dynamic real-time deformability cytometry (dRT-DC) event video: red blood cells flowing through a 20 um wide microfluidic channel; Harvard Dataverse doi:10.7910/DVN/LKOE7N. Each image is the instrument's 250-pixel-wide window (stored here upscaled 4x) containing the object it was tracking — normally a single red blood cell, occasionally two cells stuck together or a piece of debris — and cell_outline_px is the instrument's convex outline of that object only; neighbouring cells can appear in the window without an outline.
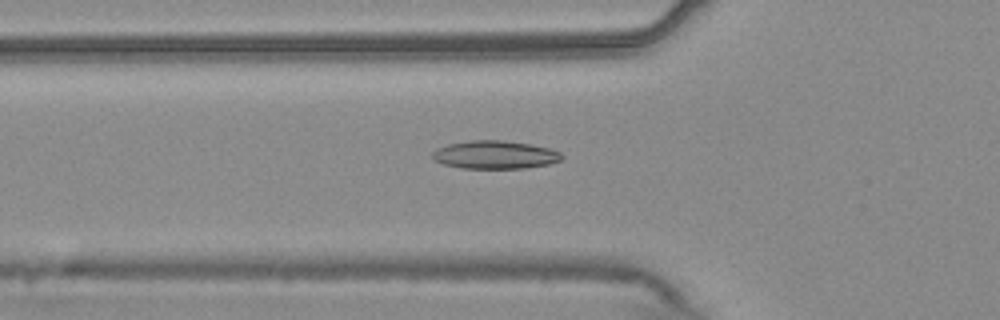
{"species": "common noctule bat (a hibernating species)", "species_latin": "Nyctalus noctula", "temperature_condition": "warm", "stored_images_in_passage": 54, "camera_frame_rate_fps": 3000, "um_per_image_px": 0.085, "animal": {"sex": "male", "body_mass_g": 20.4}, "frame": {"image": 1, "passage_image": 19, "time_ms": 6.0, "image_size_px": [1000, 320], "cell_outline_px": [[564, 156], [560, 160], [548, 164], [524, 168], [460, 168], [444, 164], [436, 160], [432, 156], [432, 152], [436, 148], [448, 144], [468, 140], [504, 140], [528, 144], [548, 148], [560, 152]], "centroid_in_image_um": [42.05, 13.15], "position_along_channel_um": 83.8, "area_um2": 21.1}}
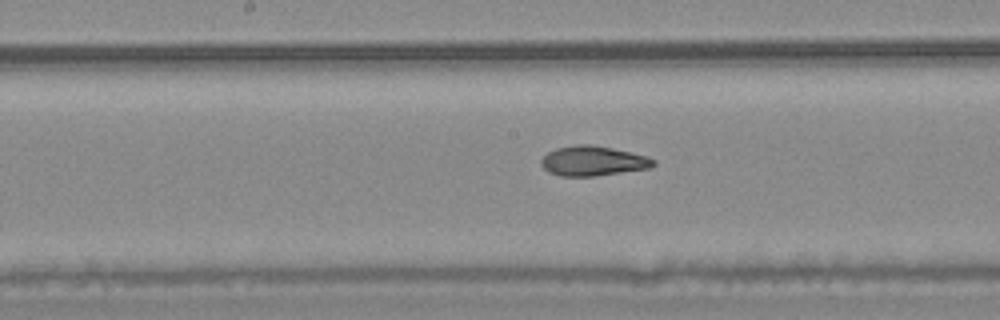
{"frame": {"image": 2, "passage_image": 28, "time_ms": 9.0, "image_size_px": [1000, 320], "cell_outline_px": [[656, 164], [652, 168], [592, 176], [560, 176], [548, 172], [540, 164], [540, 160], [548, 152], [556, 148], [576, 144], [592, 144], [612, 148], [648, 156], [656, 160]], "centroid_in_image_um": [50.41, 13.67], "position_along_channel_um": 197.8, "area_um2": 19.65}}
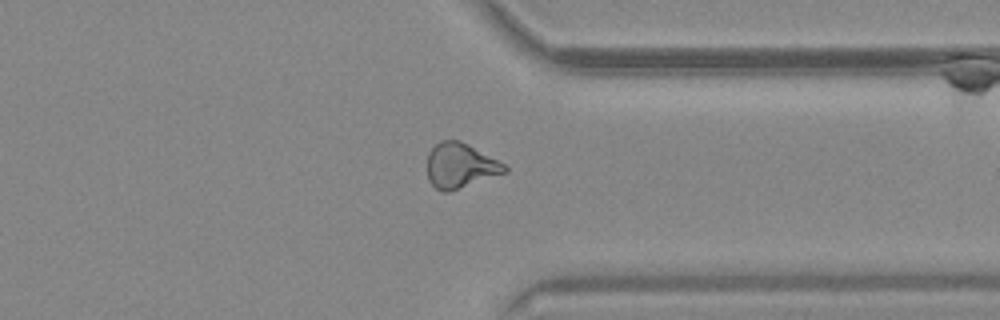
{"frame": {"image": 3, "passage_image": 42, "time_ms": 13.667, "image_size_px": [1000, 320], "cell_outline_px": [[508, 172], [448, 192], [444, 192], [436, 188], [428, 180], [428, 152], [440, 140], [460, 140], [468, 144], [504, 164], [508, 168]], "centroid_in_image_um": [39.12, 14.08], "position_along_channel_um": 372.3, "area_um2": 20.11}, "authors_computed_cell_mechanics": {"area_um2": 20.3456, "velocity_mm_per_s": 3.7651, "shape_relaxation_time_tau1_ms": null, "shape_relaxation_time_tau2_ms": 2.4381, "deformation_change_tau1": null, "deformation_change_tau2": 0.0784}}